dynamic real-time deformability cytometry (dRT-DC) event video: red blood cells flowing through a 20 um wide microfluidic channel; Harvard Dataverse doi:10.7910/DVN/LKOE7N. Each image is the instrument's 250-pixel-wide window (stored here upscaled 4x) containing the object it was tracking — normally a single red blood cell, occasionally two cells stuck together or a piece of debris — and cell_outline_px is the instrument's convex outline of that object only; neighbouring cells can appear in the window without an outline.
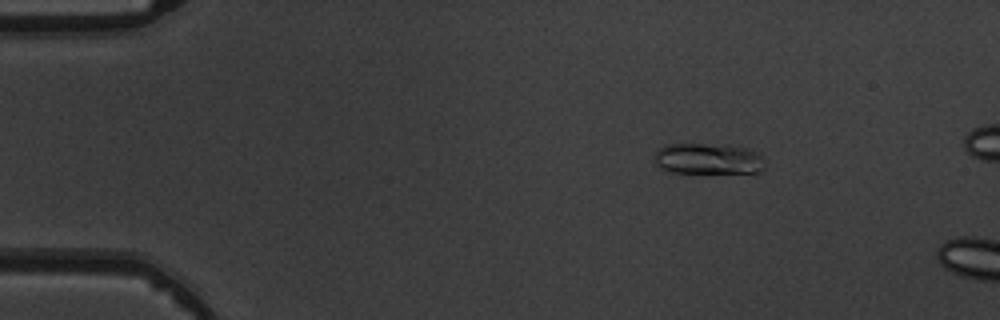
{"species": "common noctule bat (a hibernating species)", "species_latin": "Nyctalus noctula", "temperature_condition": "warm", "stored_images_in_passage": 4, "camera_frame_rate_fps": 3000, "um_per_image_px": 0.085, "animal": {"sex": "male", "body_mass_g": 19.5, "forearm_length_mm": 54.6}, "frame": {"image": 1, "passage_image": 3, "time_ms": 2.0, "image_size_px": [1000, 320], "cell_outline_px": [[764, 168], [760, 172], [672, 172], [660, 168], [656, 164], [656, 152], [660, 148], [668, 144], [704, 144], [744, 148], [756, 152], [764, 160]], "centroid_in_image_um": [60.18, 13.5], "position_along_channel_um": 24.8, "area_um2": 19.36}}